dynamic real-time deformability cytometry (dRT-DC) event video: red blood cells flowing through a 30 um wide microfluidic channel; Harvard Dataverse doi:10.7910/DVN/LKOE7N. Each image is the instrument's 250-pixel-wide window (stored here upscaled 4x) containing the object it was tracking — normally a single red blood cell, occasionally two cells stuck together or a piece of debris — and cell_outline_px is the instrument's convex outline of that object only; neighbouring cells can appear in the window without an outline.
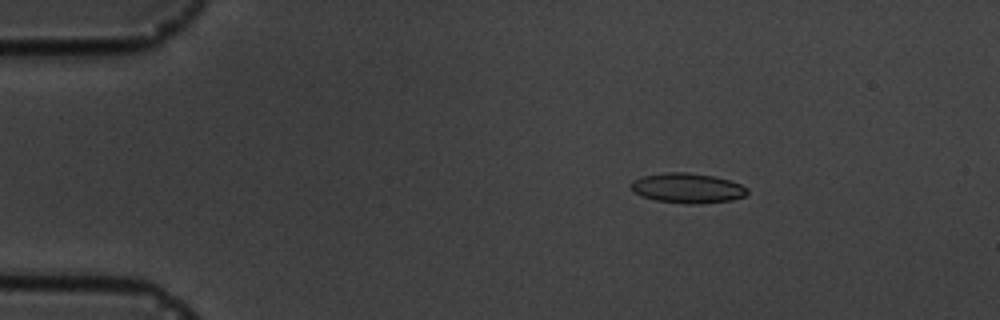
{"species": "common noctule bat (a hibernating species)", "species_latin": "Nyctalus noctula", "temperature_condition": "cold", "stored_images_in_passage": 3, "camera_frame_rate_fps": 3000, "um_per_image_px": 0.085, "animal": {"sex": "male", "body_mass_g": 19.5, "forearm_length_mm": 54.6}, "frame": {"image": 1, "passage_image": 1, "time_ms": 0.0, "image_size_px": [1000, 320], "cell_outline_px": [[748, 192], [744, 196], [732, 200], [696, 204], [688, 204], [656, 200], [640, 196], [632, 188], [632, 180], [640, 176], [668, 172], [688, 172], [712, 176], [728, 180], [740, 184], [748, 188]], "centroid_in_image_um": [58.43, 15.98], "position_along_channel_um": 26.6, "area_um2": 20.17}}